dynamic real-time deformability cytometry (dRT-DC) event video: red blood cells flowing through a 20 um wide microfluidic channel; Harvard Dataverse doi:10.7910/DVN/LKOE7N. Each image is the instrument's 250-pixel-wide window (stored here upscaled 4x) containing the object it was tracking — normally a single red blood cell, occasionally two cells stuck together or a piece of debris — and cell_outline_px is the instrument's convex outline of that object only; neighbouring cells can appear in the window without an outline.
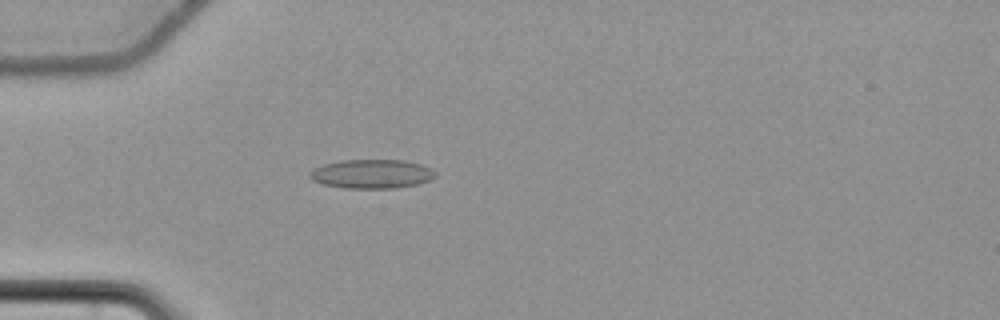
{"species": "common noctule bat (a hibernating species)", "species_latin": "Nyctalus noctula", "temperature_condition": "cold", "stored_images_in_passage": 44, "camera_frame_rate_fps": 3000, "um_per_image_px": 0.085, "animal": {"sex": "female", "body_mass_g": 22.7, "forearm_length_mm": 54.2}, "frame": {"image": 1, "passage_image": 5, "time_ms": 1.333, "image_size_px": [1000, 320], "cell_outline_px": [[436, 176], [428, 180], [416, 184], [396, 188], [344, 188], [324, 184], [312, 180], [308, 176], [308, 172], [312, 168], [324, 164], [340, 160], [404, 160], [420, 164], [436, 172]], "centroid_in_image_um": [31.54, 14.78], "position_along_channel_um": 53.5, "area_um2": 21.21}}
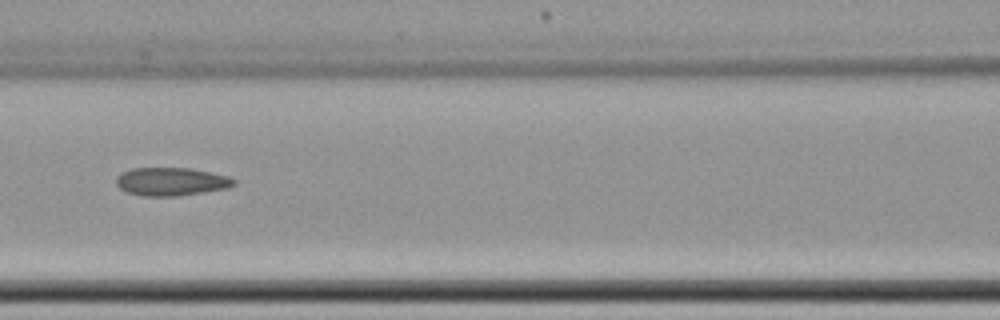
{"frame": {"image": 2, "passage_image": 14, "time_ms": 4.333, "image_size_px": [1000, 320], "cell_outline_px": [[236, 184], [228, 188], [176, 196], [144, 196], [124, 192], [116, 184], [116, 176], [132, 168], [192, 168], [228, 176], [236, 180]], "centroid_in_image_um": [14.55, 15.43], "position_along_channel_um": 152.1, "area_um2": 19.36}}
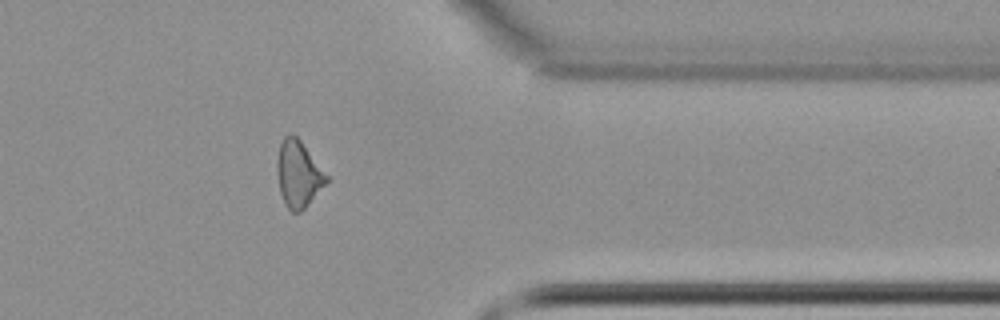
{"frame": {"image": 3, "passage_image": 34, "time_ms": 11.0, "image_size_px": [1000, 320], "cell_outline_px": [[328, 180], [304, 208], [300, 212], [292, 212], [284, 204], [280, 192], [276, 168], [276, 164], [280, 144], [284, 136], [292, 132], [300, 140], [328, 176]], "centroid_in_image_um": [25.33, 14.77], "position_along_channel_um": 386.1, "area_um2": 18.84}, "authors_computed_cell_mechanics": {"area_um2": 19.1029, "velocity_mm_per_s": 3.6916, "shape_relaxation_time_tau1_ms": null, "shape_relaxation_time_tau2_ms": 4.1443, "deformation_change_tau1": null, "deformation_change_tau2": 0.121}}